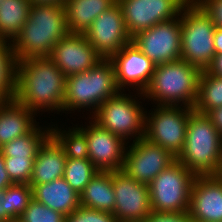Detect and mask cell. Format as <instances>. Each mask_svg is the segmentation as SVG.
<instances>
[{"mask_svg": "<svg viewBox=\"0 0 222 222\" xmlns=\"http://www.w3.org/2000/svg\"><path fill=\"white\" fill-rule=\"evenodd\" d=\"M210 74L222 77V54L215 55L211 65L206 69Z\"/></svg>", "mask_w": 222, "mask_h": 222, "instance_id": "cell-38", "label": "cell"}, {"mask_svg": "<svg viewBox=\"0 0 222 222\" xmlns=\"http://www.w3.org/2000/svg\"><path fill=\"white\" fill-rule=\"evenodd\" d=\"M143 222H194L185 213H166V212H151Z\"/></svg>", "mask_w": 222, "mask_h": 222, "instance_id": "cell-35", "label": "cell"}, {"mask_svg": "<svg viewBox=\"0 0 222 222\" xmlns=\"http://www.w3.org/2000/svg\"><path fill=\"white\" fill-rule=\"evenodd\" d=\"M132 38L156 24L179 16L186 0H117Z\"/></svg>", "mask_w": 222, "mask_h": 222, "instance_id": "cell-14", "label": "cell"}, {"mask_svg": "<svg viewBox=\"0 0 222 222\" xmlns=\"http://www.w3.org/2000/svg\"><path fill=\"white\" fill-rule=\"evenodd\" d=\"M9 222H24V221L22 219H20V218H16V219H12Z\"/></svg>", "mask_w": 222, "mask_h": 222, "instance_id": "cell-44", "label": "cell"}, {"mask_svg": "<svg viewBox=\"0 0 222 222\" xmlns=\"http://www.w3.org/2000/svg\"><path fill=\"white\" fill-rule=\"evenodd\" d=\"M81 206L89 209L113 213L115 195L112 171H99L80 194Z\"/></svg>", "mask_w": 222, "mask_h": 222, "instance_id": "cell-23", "label": "cell"}, {"mask_svg": "<svg viewBox=\"0 0 222 222\" xmlns=\"http://www.w3.org/2000/svg\"><path fill=\"white\" fill-rule=\"evenodd\" d=\"M33 198L64 216L74 212L80 204V195L61 177L49 183L33 185Z\"/></svg>", "mask_w": 222, "mask_h": 222, "instance_id": "cell-20", "label": "cell"}, {"mask_svg": "<svg viewBox=\"0 0 222 222\" xmlns=\"http://www.w3.org/2000/svg\"><path fill=\"white\" fill-rule=\"evenodd\" d=\"M12 218L6 213V200H4V190L0 189V222H9Z\"/></svg>", "mask_w": 222, "mask_h": 222, "instance_id": "cell-39", "label": "cell"}, {"mask_svg": "<svg viewBox=\"0 0 222 222\" xmlns=\"http://www.w3.org/2000/svg\"><path fill=\"white\" fill-rule=\"evenodd\" d=\"M65 222H118L109 212L89 209L79 206L74 212L65 217Z\"/></svg>", "mask_w": 222, "mask_h": 222, "instance_id": "cell-33", "label": "cell"}, {"mask_svg": "<svg viewBox=\"0 0 222 222\" xmlns=\"http://www.w3.org/2000/svg\"><path fill=\"white\" fill-rule=\"evenodd\" d=\"M65 90L66 76L49 57L17 62L14 100L29 110L64 112Z\"/></svg>", "mask_w": 222, "mask_h": 222, "instance_id": "cell-1", "label": "cell"}, {"mask_svg": "<svg viewBox=\"0 0 222 222\" xmlns=\"http://www.w3.org/2000/svg\"><path fill=\"white\" fill-rule=\"evenodd\" d=\"M66 160L63 149L50 136L38 150L29 186L49 183L63 177Z\"/></svg>", "mask_w": 222, "mask_h": 222, "instance_id": "cell-21", "label": "cell"}, {"mask_svg": "<svg viewBox=\"0 0 222 222\" xmlns=\"http://www.w3.org/2000/svg\"><path fill=\"white\" fill-rule=\"evenodd\" d=\"M33 198L29 184H13L4 190L6 213L12 218H20L29 201Z\"/></svg>", "mask_w": 222, "mask_h": 222, "instance_id": "cell-30", "label": "cell"}, {"mask_svg": "<svg viewBox=\"0 0 222 222\" xmlns=\"http://www.w3.org/2000/svg\"><path fill=\"white\" fill-rule=\"evenodd\" d=\"M216 176L222 181V159Z\"/></svg>", "mask_w": 222, "mask_h": 222, "instance_id": "cell-42", "label": "cell"}, {"mask_svg": "<svg viewBox=\"0 0 222 222\" xmlns=\"http://www.w3.org/2000/svg\"><path fill=\"white\" fill-rule=\"evenodd\" d=\"M37 114L14 99L0 102V147L30 133L38 124Z\"/></svg>", "mask_w": 222, "mask_h": 222, "instance_id": "cell-19", "label": "cell"}, {"mask_svg": "<svg viewBox=\"0 0 222 222\" xmlns=\"http://www.w3.org/2000/svg\"><path fill=\"white\" fill-rule=\"evenodd\" d=\"M176 159L195 176L216 175L222 159V136L206 114L193 111L185 142Z\"/></svg>", "mask_w": 222, "mask_h": 222, "instance_id": "cell-3", "label": "cell"}, {"mask_svg": "<svg viewBox=\"0 0 222 222\" xmlns=\"http://www.w3.org/2000/svg\"><path fill=\"white\" fill-rule=\"evenodd\" d=\"M89 119V125L78 126L87 138L89 160L100 171L122 170L128 143Z\"/></svg>", "mask_w": 222, "mask_h": 222, "instance_id": "cell-16", "label": "cell"}, {"mask_svg": "<svg viewBox=\"0 0 222 222\" xmlns=\"http://www.w3.org/2000/svg\"><path fill=\"white\" fill-rule=\"evenodd\" d=\"M195 175L176 160L148 185L153 212H188Z\"/></svg>", "mask_w": 222, "mask_h": 222, "instance_id": "cell-8", "label": "cell"}, {"mask_svg": "<svg viewBox=\"0 0 222 222\" xmlns=\"http://www.w3.org/2000/svg\"><path fill=\"white\" fill-rule=\"evenodd\" d=\"M29 0H2L0 2V40L12 42L29 17Z\"/></svg>", "mask_w": 222, "mask_h": 222, "instance_id": "cell-24", "label": "cell"}, {"mask_svg": "<svg viewBox=\"0 0 222 222\" xmlns=\"http://www.w3.org/2000/svg\"><path fill=\"white\" fill-rule=\"evenodd\" d=\"M68 33L64 4H33L27 21L12 41L17 62L49 57L52 48Z\"/></svg>", "mask_w": 222, "mask_h": 222, "instance_id": "cell-2", "label": "cell"}, {"mask_svg": "<svg viewBox=\"0 0 222 222\" xmlns=\"http://www.w3.org/2000/svg\"><path fill=\"white\" fill-rule=\"evenodd\" d=\"M119 91L114 66L109 59H103L88 71L66 77L64 111L72 113L78 109L80 112L86 108L92 116L102 103Z\"/></svg>", "mask_w": 222, "mask_h": 222, "instance_id": "cell-5", "label": "cell"}, {"mask_svg": "<svg viewBox=\"0 0 222 222\" xmlns=\"http://www.w3.org/2000/svg\"><path fill=\"white\" fill-rule=\"evenodd\" d=\"M49 126L50 136L63 149L67 159H89L87 138L78 125H74L76 127L68 128V130L57 124Z\"/></svg>", "mask_w": 222, "mask_h": 222, "instance_id": "cell-26", "label": "cell"}, {"mask_svg": "<svg viewBox=\"0 0 222 222\" xmlns=\"http://www.w3.org/2000/svg\"><path fill=\"white\" fill-rule=\"evenodd\" d=\"M201 70L185 60L156 65L144 99L156 105L193 108L198 95Z\"/></svg>", "mask_w": 222, "mask_h": 222, "instance_id": "cell-4", "label": "cell"}, {"mask_svg": "<svg viewBox=\"0 0 222 222\" xmlns=\"http://www.w3.org/2000/svg\"><path fill=\"white\" fill-rule=\"evenodd\" d=\"M33 4H64L66 0H29Z\"/></svg>", "mask_w": 222, "mask_h": 222, "instance_id": "cell-41", "label": "cell"}, {"mask_svg": "<svg viewBox=\"0 0 222 222\" xmlns=\"http://www.w3.org/2000/svg\"><path fill=\"white\" fill-rule=\"evenodd\" d=\"M99 171L89 159H67L63 178L80 195Z\"/></svg>", "mask_w": 222, "mask_h": 222, "instance_id": "cell-29", "label": "cell"}, {"mask_svg": "<svg viewBox=\"0 0 222 222\" xmlns=\"http://www.w3.org/2000/svg\"><path fill=\"white\" fill-rule=\"evenodd\" d=\"M84 35L103 59H110L132 41L118 2L100 14Z\"/></svg>", "mask_w": 222, "mask_h": 222, "instance_id": "cell-13", "label": "cell"}, {"mask_svg": "<svg viewBox=\"0 0 222 222\" xmlns=\"http://www.w3.org/2000/svg\"><path fill=\"white\" fill-rule=\"evenodd\" d=\"M187 213L194 222H222V181L216 175L195 177Z\"/></svg>", "mask_w": 222, "mask_h": 222, "instance_id": "cell-18", "label": "cell"}, {"mask_svg": "<svg viewBox=\"0 0 222 222\" xmlns=\"http://www.w3.org/2000/svg\"><path fill=\"white\" fill-rule=\"evenodd\" d=\"M222 107V77L202 70L199 76L198 95L194 111L208 114L211 110Z\"/></svg>", "mask_w": 222, "mask_h": 222, "instance_id": "cell-27", "label": "cell"}, {"mask_svg": "<svg viewBox=\"0 0 222 222\" xmlns=\"http://www.w3.org/2000/svg\"><path fill=\"white\" fill-rule=\"evenodd\" d=\"M198 6L209 16L215 28H222V0H203Z\"/></svg>", "mask_w": 222, "mask_h": 222, "instance_id": "cell-34", "label": "cell"}, {"mask_svg": "<svg viewBox=\"0 0 222 222\" xmlns=\"http://www.w3.org/2000/svg\"><path fill=\"white\" fill-rule=\"evenodd\" d=\"M176 160L170 151L143 137L128 145L122 170L137 182L149 185Z\"/></svg>", "mask_w": 222, "mask_h": 222, "instance_id": "cell-11", "label": "cell"}, {"mask_svg": "<svg viewBox=\"0 0 222 222\" xmlns=\"http://www.w3.org/2000/svg\"><path fill=\"white\" fill-rule=\"evenodd\" d=\"M65 217L32 198L20 219L24 222H65Z\"/></svg>", "mask_w": 222, "mask_h": 222, "instance_id": "cell-32", "label": "cell"}, {"mask_svg": "<svg viewBox=\"0 0 222 222\" xmlns=\"http://www.w3.org/2000/svg\"><path fill=\"white\" fill-rule=\"evenodd\" d=\"M181 59L206 70L215 56V26L198 6L186 3L180 12Z\"/></svg>", "mask_w": 222, "mask_h": 222, "instance_id": "cell-7", "label": "cell"}, {"mask_svg": "<svg viewBox=\"0 0 222 222\" xmlns=\"http://www.w3.org/2000/svg\"><path fill=\"white\" fill-rule=\"evenodd\" d=\"M17 58L12 42L0 40V99L12 100L16 89Z\"/></svg>", "mask_w": 222, "mask_h": 222, "instance_id": "cell-28", "label": "cell"}, {"mask_svg": "<svg viewBox=\"0 0 222 222\" xmlns=\"http://www.w3.org/2000/svg\"><path fill=\"white\" fill-rule=\"evenodd\" d=\"M118 222H143L152 211L148 185L130 178L123 170L112 171Z\"/></svg>", "mask_w": 222, "mask_h": 222, "instance_id": "cell-12", "label": "cell"}, {"mask_svg": "<svg viewBox=\"0 0 222 222\" xmlns=\"http://www.w3.org/2000/svg\"><path fill=\"white\" fill-rule=\"evenodd\" d=\"M36 157H4L6 170L13 184H29Z\"/></svg>", "mask_w": 222, "mask_h": 222, "instance_id": "cell-31", "label": "cell"}, {"mask_svg": "<svg viewBox=\"0 0 222 222\" xmlns=\"http://www.w3.org/2000/svg\"><path fill=\"white\" fill-rule=\"evenodd\" d=\"M49 137L48 124L43 127L38 124L30 133L19 136L0 147V152L4 157H36L38 150Z\"/></svg>", "mask_w": 222, "mask_h": 222, "instance_id": "cell-25", "label": "cell"}, {"mask_svg": "<svg viewBox=\"0 0 222 222\" xmlns=\"http://www.w3.org/2000/svg\"><path fill=\"white\" fill-rule=\"evenodd\" d=\"M155 65L181 59V22L178 17L143 30L131 41Z\"/></svg>", "mask_w": 222, "mask_h": 222, "instance_id": "cell-10", "label": "cell"}, {"mask_svg": "<svg viewBox=\"0 0 222 222\" xmlns=\"http://www.w3.org/2000/svg\"><path fill=\"white\" fill-rule=\"evenodd\" d=\"M213 38L215 55L222 54V28H215Z\"/></svg>", "mask_w": 222, "mask_h": 222, "instance_id": "cell-40", "label": "cell"}, {"mask_svg": "<svg viewBox=\"0 0 222 222\" xmlns=\"http://www.w3.org/2000/svg\"><path fill=\"white\" fill-rule=\"evenodd\" d=\"M117 0H66L65 12L69 33H85L94 20Z\"/></svg>", "mask_w": 222, "mask_h": 222, "instance_id": "cell-22", "label": "cell"}, {"mask_svg": "<svg viewBox=\"0 0 222 222\" xmlns=\"http://www.w3.org/2000/svg\"><path fill=\"white\" fill-rule=\"evenodd\" d=\"M150 111L145 113L144 138L177 157L183 149L189 116L194 108L156 105Z\"/></svg>", "mask_w": 222, "mask_h": 222, "instance_id": "cell-9", "label": "cell"}, {"mask_svg": "<svg viewBox=\"0 0 222 222\" xmlns=\"http://www.w3.org/2000/svg\"><path fill=\"white\" fill-rule=\"evenodd\" d=\"M124 92V93H123ZM130 93V94H129ZM119 91L116 95L100 105L90 116L103 129L123 138L127 143L134 142L145 136V109L142 107L143 93ZM134 96V97H133ZM140 99H138V97ZM133 138V139H132Z\"/></svg>", "mask_w": 222, "mask_h": 222, "instance_id": "cell-6", "label": "cell"}, {"mask_svg": "<svg viewBox=\"0 0 222 222\" xmlns=\"http://www.w3.org/2000/svg\"><path fill=\"white\" fill-rule=\"evenodd\" d=\"M203 0H186V3L191 5H199Z\"/></svg>", "mask_w": 222, "mask_h": 222, "instance_id": "cell-43", "label": "cell"}, {"mask_svg": "<svg viewBox=\"0 0 222 222\" xmlns=\"http://www.w3.org/2000/svg\"><path fill=\"white\" fill-rule=\"evenodd\" d=\"M115 71L116 84L120 91L144 93L151 83L156 65L132 42L125 45L109 59ZM135 86V87H134ZM125 87V88H124Z\"/></svg>", "mask_w": 222, "mask_h": 222, "instance_id": "cell-15", "label": "cell"}, {"mask_svg": "<svg viewBox=\"0 0 222 222\" xmlns=\"http://www.w3.org/2000/svg\"><path fill=\"white\" fill-rule=\"evenodd\" d=\"M13 185L9 174L6 170L4 156L0 152V189L5 190L7 187Z\"/></svg>", "mask_w": 222, "mask_h": 222, "instance_id": "cell-36", "label": "cell"}, {"mask_svg": "<svg viewBox=\"0 0 222 222\" xmlns=\"http://www.w3.org/2000/svg\"><path fill=\"white\" fill-rule=\"evenodd\" d=\"M49 58L66 77L88 71L103 60L84 33H68L52 48Z\"/></svg>", "mask_w": 222, "mask_h": 222, "instance_id": "cell-17", "label": "cell"}, {"mask_svg": "<svg viewBox=\"0 0 222 222\" xmlns=\"http://www.w3.org/2000/svg\"><path fill=\"white\" fill-rule=\"evenodd\" d=\"M207 116L211 119L213 125L222 136V107L211 110Z\"/></svg>", "mask_w": 222, "mask_h": 222, "instance_id": "cell-37", "label": "cell"}]
</instances>
